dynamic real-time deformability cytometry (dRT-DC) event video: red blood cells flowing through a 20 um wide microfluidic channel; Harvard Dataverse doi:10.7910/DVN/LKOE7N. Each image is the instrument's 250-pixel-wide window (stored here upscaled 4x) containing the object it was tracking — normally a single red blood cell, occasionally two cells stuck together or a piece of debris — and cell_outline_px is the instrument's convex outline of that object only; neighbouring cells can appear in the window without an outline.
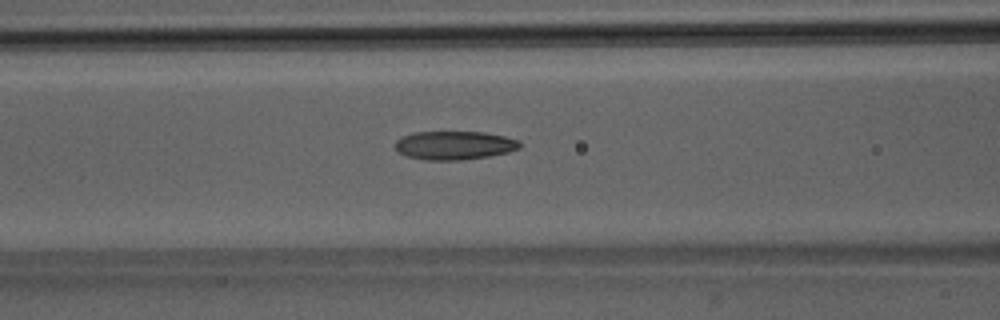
{"species": "Egyptian fruit bat (a non-hibernating species)", "species_latin": "Rousettus aegyptiacus", "temperature_condition": "room temperature", "stored_images_in_passage": 35, "camera_frame_rate_fps": 3000, "um_per_image_px": 0.085, "animal": {"sex": "male"}, "frame": {"image": 1, "passage_image": 6, "time_ms": 1.667, "image_size_px": [1000, 320], "cell_outline_px": [[520, 148], [508, 152], [488, 156], [460, 160], [428, 160], [404, 156], [396, 152], [396, 140], [412, 132], [484, 132], [504, 136], [520, 140]], "centroid_in_image_um": [38.6, 12.35], "position_along_channel_um": 128.0, "area_um2": 20.81}}
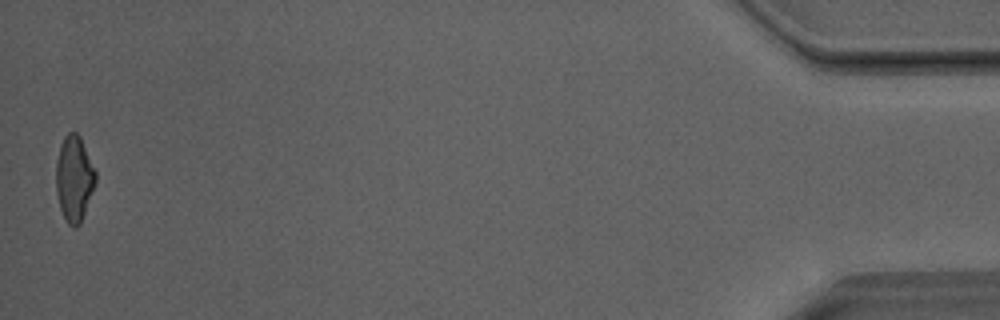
{"frame": {"image": 2, "passage_image": 35, "time_ms": 11.333, "image_size_px": [1000, 320], "cell_outline_px": [[96, 184], [80, 224], [76, 228], [72, 228], [68, 224], [60, 208], [56, 192], [56, 160], [60, 144], [64, 136], [68, 132], [76, 132], [80, 136], [96, 172]], "centroid_in_image_um": [6.3, 15.18], "position_along_channel_um": 428.9, "area_um2": 19.88}, "authors_computed_cell_mechanics": {"area_um2": 20.1722, "velocity_mm_per_s": 4.0892, "shape_relaxation_time_tau1_ms": 8.3508, "shape_relaxation_time_tau2_ms": 2.479, "deformation_change_tau1": 0.2195, "deformation_change_tau2": 0.1029}}